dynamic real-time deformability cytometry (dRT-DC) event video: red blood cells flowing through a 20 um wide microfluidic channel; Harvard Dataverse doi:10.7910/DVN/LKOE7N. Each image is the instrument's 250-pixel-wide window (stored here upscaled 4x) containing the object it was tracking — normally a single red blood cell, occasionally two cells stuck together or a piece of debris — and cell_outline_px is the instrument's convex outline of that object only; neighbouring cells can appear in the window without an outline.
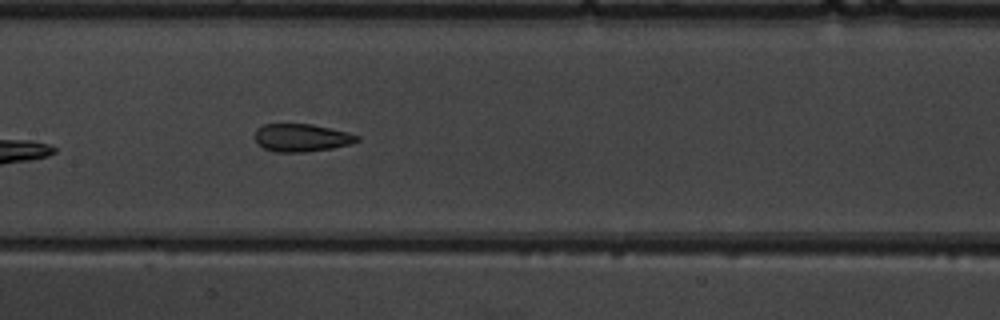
{"species": "common noctule bat (a hibernating species)", "species_latin": "Nyctalus noctula", "temperature_condition": "warm", "stored_images_in_passage": 7, "camera_frame_rate_fps": 3000, "um_per_image_px": 0.085, "animal": {"sex": "male", "body_mass_g": 19.5, "forearm_length_mm": 54.6}, "frame": {"image": 1, "passage_image": 7, "time_ms": 8.0, "image_size_px": [1000, 320], "cell_outline_px": [[360, 140], [352, 144], [332, 148], [308, 152], [276, 152], [264, 148], [256, 144], [256, 128], [264, 124], [312, 124], [348, 132], [360, 136]], "centroid_in_image_um": [25.65, 11.71], "position_along_channel_um": 181.7, "area_um2": 16.7}}